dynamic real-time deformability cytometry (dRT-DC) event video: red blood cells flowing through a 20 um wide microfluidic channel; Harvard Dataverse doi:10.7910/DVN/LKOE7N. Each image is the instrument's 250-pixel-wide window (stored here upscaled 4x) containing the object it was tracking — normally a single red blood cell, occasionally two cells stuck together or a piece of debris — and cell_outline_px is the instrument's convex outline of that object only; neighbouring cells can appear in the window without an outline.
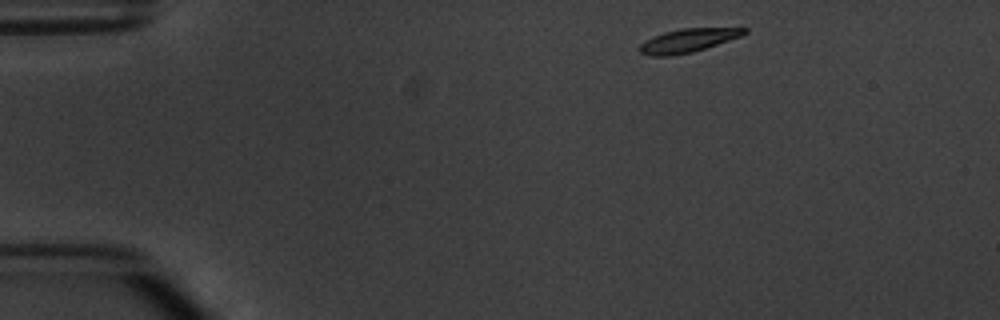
{"species": "common noctule bat (a hibernating species)", "species_latin": "Nyctalus noctula", "temperature_condition": "warm", "stored_images_in_passage": 4, "camera_frame_rate_fps": 3000, "um_per_image_px": 0.085, "animal": {"sex": "male", "body_mass_g": 20.1, "forearm_length_mm": 53.5}, "frame": {"image": 1, "passage_image": 1, "time_ms": 0.0, "image_size_px": [1000, 320], "cell_outline_px": [[748, 32], [740, 36], [692, 52], [672, 56], [648, 56], [640, 52], [640, 44], [644, 40], [652, 36], [664, 32], [680, 28], [748, 28]], "centroid_in_image_um": [58.42, 3.44], "position_along_channel_um": 26.6, "area_um2": 14.28}}
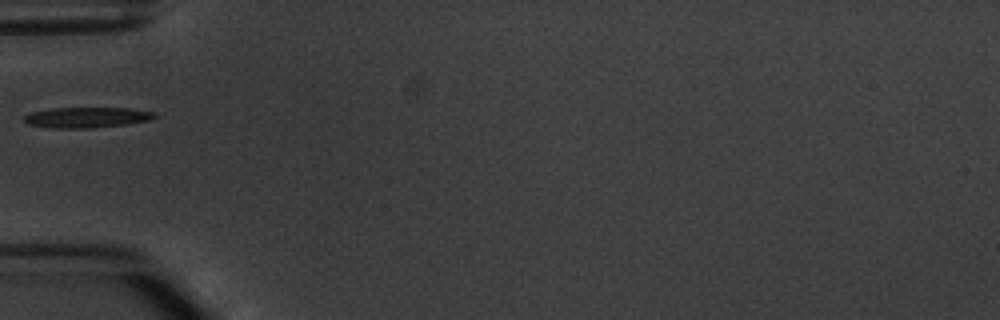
{"frame": {"image": 2, "passage_image": 3, "time_ms": 3.333, "image_size_px": [1000, 320], "cell_outline_px": [[156, 116], [148, 120], [124, 124], [92, 128], [52, 128], [28, 124], [24, 120], [24, 116], [32, 112], [52, 108], [128, 108], [156, 112]], "centroid_in_image_um": [7.36, 9.98], "position_along_channel_um": 77.6, "area_um2": 15.43}}